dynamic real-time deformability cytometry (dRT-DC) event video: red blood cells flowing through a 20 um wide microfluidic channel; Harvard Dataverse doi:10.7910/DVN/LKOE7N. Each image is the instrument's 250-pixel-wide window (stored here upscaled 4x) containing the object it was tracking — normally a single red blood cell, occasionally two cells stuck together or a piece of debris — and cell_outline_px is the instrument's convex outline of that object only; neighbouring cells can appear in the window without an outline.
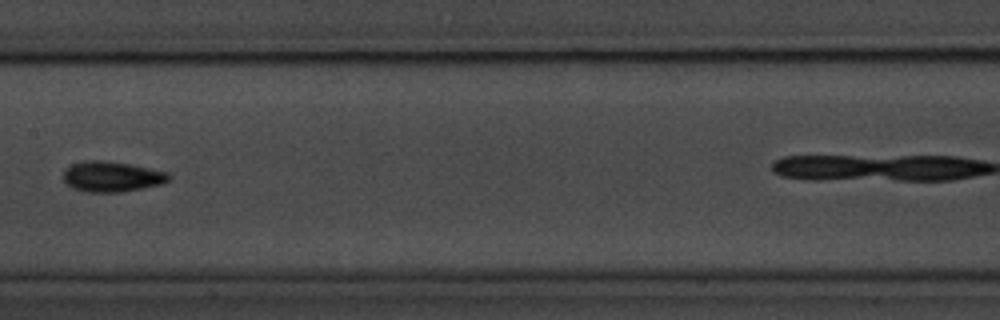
{"species": "common noctule bat (a hibernating species)", "species_latin": "Nyctalus noctula", "temperature_condition": "room temperature", "stored_images_in_passage": 9, "camera_frame_rate_fps": 3000, "um_per_image_px": 0.085, "animal": {"sex": "male", "body_mass_g": 20.1, "forearm_length_mm": 53.5}, "frame": {"image": 1, "passage_image": 8, "time_ms": 9.333, "image_size_px": [1000, 320], "cell_outline_px": [[172, 176], [164, 184], [144, 188], [120, 192], [88, 192], [72, 188], [64, 180], [64, 172], [72, 164], [88, 160], [100, 160], [132, 164], [168, 172]], "centroid_in_image_um": [9.56, 15.01], "position_along_channel_um": 197.8, "area_um2": 18.73}}